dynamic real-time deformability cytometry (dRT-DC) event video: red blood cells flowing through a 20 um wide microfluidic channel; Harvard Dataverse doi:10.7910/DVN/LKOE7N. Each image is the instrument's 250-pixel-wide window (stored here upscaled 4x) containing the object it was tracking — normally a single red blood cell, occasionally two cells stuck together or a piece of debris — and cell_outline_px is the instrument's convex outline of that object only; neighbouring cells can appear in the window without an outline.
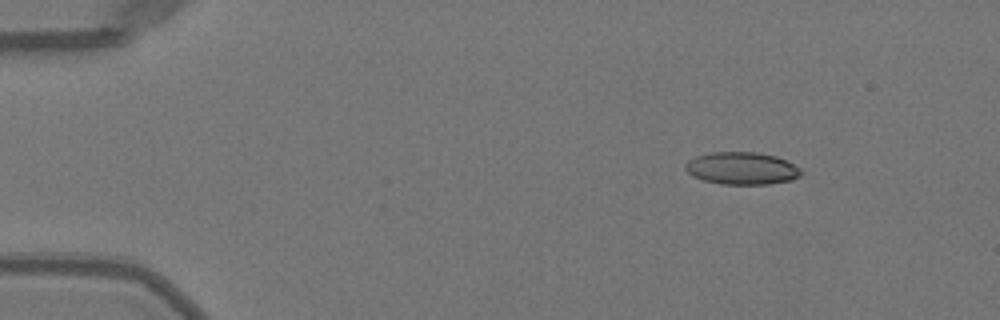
{"species": "Egyptian fruit bat (a non-hibernating species)", "species_latin": "Rousettus aegyptiacus", "temperature_condition": "warm", "stored_images_in_passage": 45, "camera_frame_rate_fps": 3000, "um_per_image_px": 0.085, "animal": {"sex": "female"}, "frame": {"image": 1, "passage_image": 1, "time_ms": 0.0, "image_size_px": [1000, 320], "cell_outline_px": [[804, 172], [800, 176], [792, 180], [768, 184], [720, 184], [704, 180], [692, 176], [684, 168], [684, 164], [688, 160], [696, 156], [712, 152], [756, 152], [776, 156], [788, 160], [800, 168]], "centroid_in_image_um": [63.07, 14.3], "position_along_channel_um": 21.9, "area_um2": 22.08}}
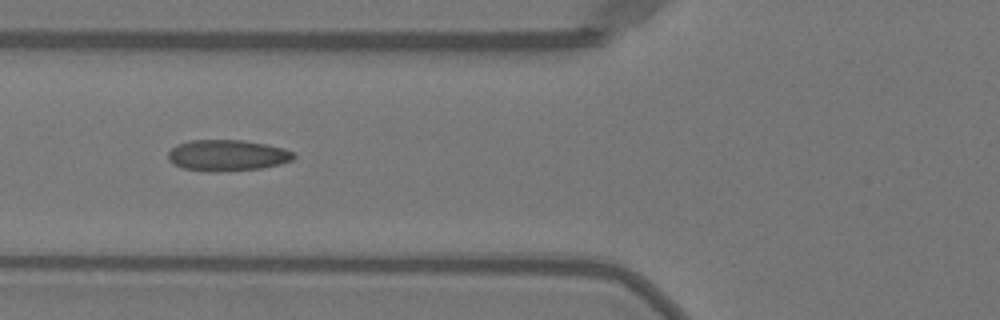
{"frame": {"image": 2, "passage_image": 14, "time_ms": 4.333, "image_size_px": [1000, 320], "cell_outline_px": [[296, 156], [292, 160], [280, 164], [260, 168], [220, 172], [208, 172], [180, 168], [172, 164], [168, 160], [168, 152], [176, 144], [192, 140], [240, 140], [268, 144], [284, 148], [292, 152]], "centroid_in_image_um": [19.28, 13.21], "position_along_channel_um": 106.5, "area_um2": 23.06}}
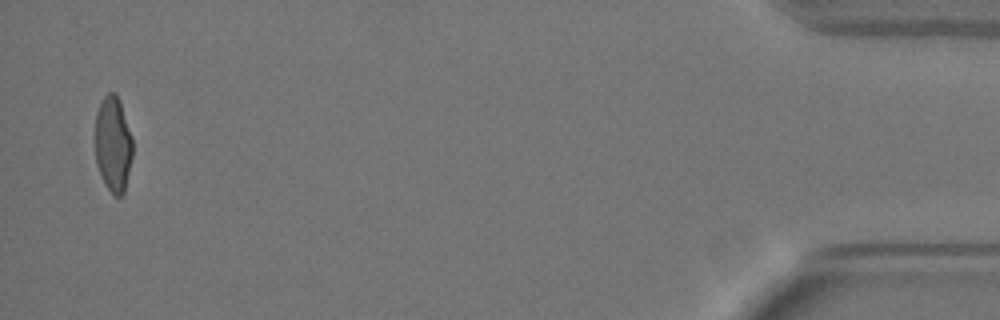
{"frame": {"image": 3, "passage_image": 44, "time_ms": 14.333, "image_size_px": [1000, 320], "cell_outline_px": [[132, 156], [124, 192], [120, 196], [112, 196], [96, 164], [96, 112], [100, 100], [108, 92], [116, 92], [120, 100], [132, 136]], "centroid_in_image_um": [9.62, 12.2], "position_along_channel_um": 425.6, "area_um2": 20.87}, "authors_computed_cell_mechanics": {"area_um2": 22.0796, "velocity_mm_per_s": 4.0198, "shape_relaxation_time_tau1_ms": 8.5926, "shape_relaxation_time_tau2_ms": 0.9625, "deformation_change_tau1": 0.2261, "deformation_change_tau2": 0.0742}}